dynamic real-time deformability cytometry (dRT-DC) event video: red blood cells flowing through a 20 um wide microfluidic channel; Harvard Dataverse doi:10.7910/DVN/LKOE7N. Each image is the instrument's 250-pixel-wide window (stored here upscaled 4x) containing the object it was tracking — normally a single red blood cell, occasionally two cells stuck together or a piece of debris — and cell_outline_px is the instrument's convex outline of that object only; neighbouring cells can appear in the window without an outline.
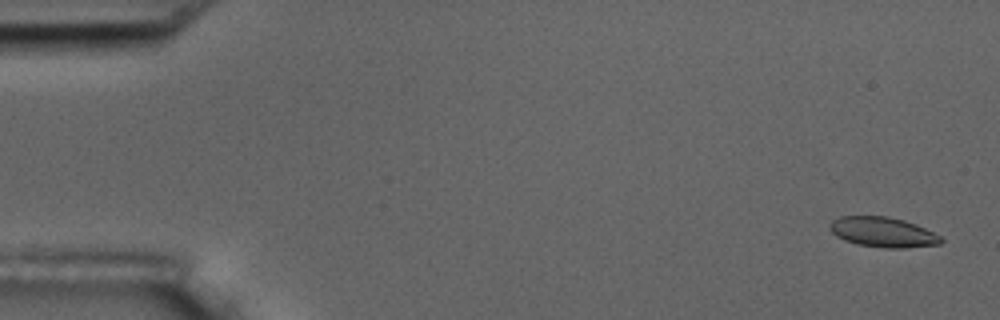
{"species": "common noctule bat (a hibernating species)", "species_latin": "Nyctalus noctula", "temperature_condition": "room temperature", "stored_images_in_passage": 6, "camera_frame_rate_fps": 3000, "um_per_image_px": 0.085, "animal": {"sex": "male", "body_mass_g": 17.5, "forearm_length_mm": 52.3}, "frame": {"image": 1, "passage_image": 1, "time_ms": 0.0, "image_size_px": [1000, 320], "cell_outline_px": [[944, 240], [940, 244], [904, 248], [884, 248], [856, 244], [844, 240], [836, 236], [832, 232], [828, 224], [832, 220], [840, 216], [888, 216], [904, 220], [916, 224], [940, 236]], "centroid_in_image_um": [75.02, 19.73], "position_along_channel_um": 10.0, "area_um2": 19.54}}
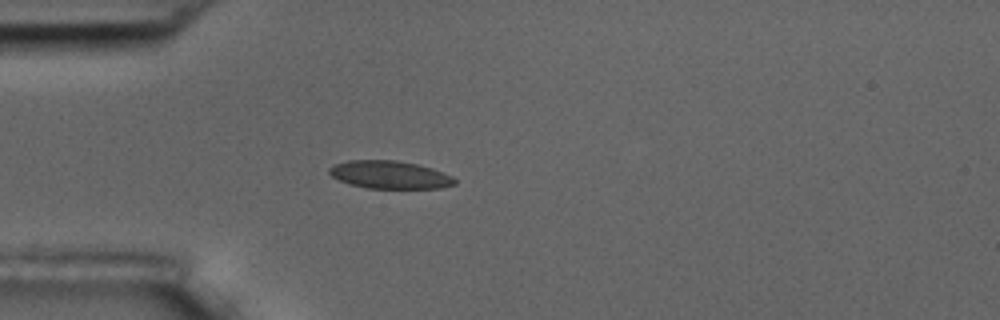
{"frame": {"image": 2, "passage_image": 5, "time_ms": 4.667, "image_size_px": [1000, 320], "cell_outline_px": [[456, 184], [440, 188], [368, 188], [348, 184], [332, 176], [328, 172], [328, 168], [332, 164], [348, 160], [396, 160], [416, 164], [432, 168], [452, 176], [456, 180]], "centroid_in_image_um": [33.1, 14.85], "position_along_channel_um": 51.9, "area_um2": 20.4}}